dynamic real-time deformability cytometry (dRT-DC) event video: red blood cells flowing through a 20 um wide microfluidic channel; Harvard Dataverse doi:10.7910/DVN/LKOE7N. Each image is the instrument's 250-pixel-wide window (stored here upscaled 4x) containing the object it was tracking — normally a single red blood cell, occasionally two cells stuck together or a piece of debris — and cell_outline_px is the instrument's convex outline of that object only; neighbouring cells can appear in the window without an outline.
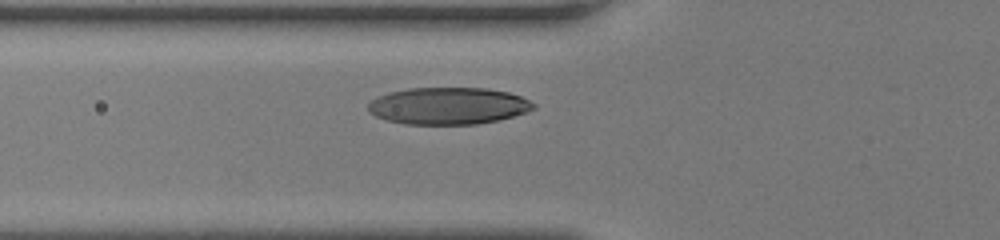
{"species": "human", "species_latin": "Homo sapiens", "temperature_condition": "room temperature", "stored_images_in_passage": 30, "camera_frame_rate_fps": 3000, "um_per_image_px": 0.085, "donor": {"sex": "female"}, "frame": {"image": 1, "passage_image": 7, "time_ms": 2.0, "image_size_px": [1000, 240], "cell_outline_px": [[536, 108], [500, 120], [476, 124], [404, 124], [388, 120], [376, 116], [368, 112], [368, 104], [372, 100], [380, 96], [392, 92], [408, 88], [484, 88], [508, 92], [520, 96], [536, 104]], "centroid_in_image_um": [38.11, 9.0], "position_along_channel_um": 87.7, "area_um2": 35.43}}
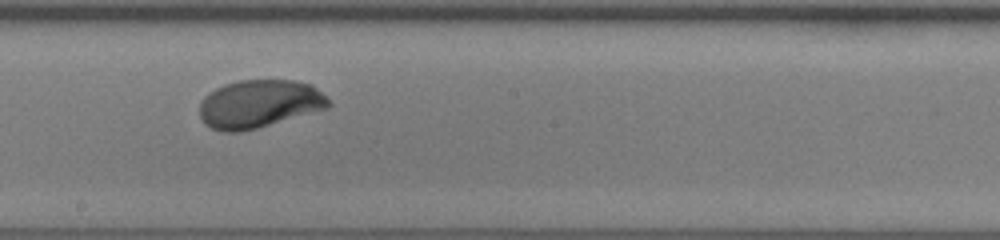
{"frame": {"image": 2, "passage_image": 17, "time_ms": 5.333, "image_size_px": [1000, 240], "cell_outline_px": [[332, 104], [328, 108], [256, 128], [240, 132], [224, 132], [212, 128], [204, 124], [200, 116], [200, 104], [204, 96], [216, 88], [224, 84], [240, 80], [296, 80], [312, 84]], "centroid_in_image_um": [22.02, 8.82], "position_along_channel_um": 226.2, "area_um2": 36.01}}
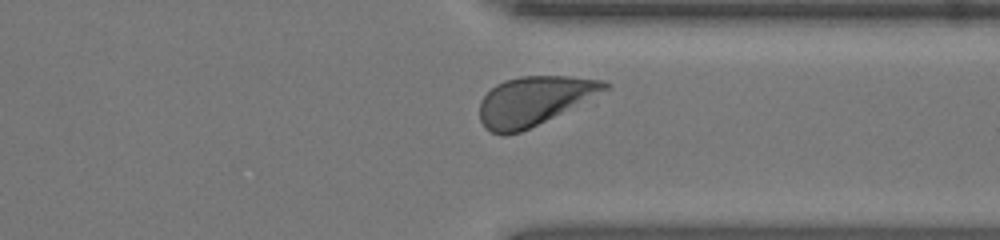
{"frame": {"image": 3, "passage_image": 27, "time_ms": 8.667, "image_size_px": [1000, 240], "cell_outline_px": [[612, 84], [608, 88], [520, 132], [504, 136], [492, 132], [484, 128], [480, 120], [480, 100], [496, 84], [504, 80], [520, 76], [568, 76], [604, 80]], "centroid_in_image_um": [45.32, 8.56], "position_along_channel_um": 366.1, "area_um2": 34.85}, "authors_computed_cell_mechanics": {"area_um2": 36.1539, "velocity_mm_per_s": 4.1665, "shape_relaxation_time_tau1_ms": 1.8819, "shape_relaxation_time_tau2_ms": null, "deformation_change_tau1": 0.1465, "deformation_change_tau2": null}}